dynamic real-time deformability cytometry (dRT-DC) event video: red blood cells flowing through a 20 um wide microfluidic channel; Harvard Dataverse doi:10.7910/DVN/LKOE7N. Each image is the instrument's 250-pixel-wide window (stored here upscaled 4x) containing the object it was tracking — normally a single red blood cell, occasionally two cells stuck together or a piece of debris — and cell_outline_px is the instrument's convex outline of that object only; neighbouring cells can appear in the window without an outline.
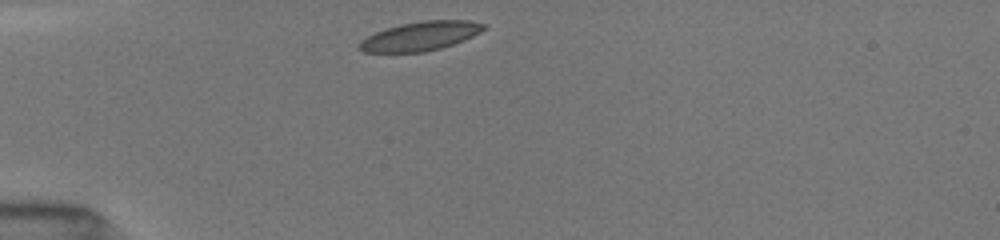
{"species": "common noctule bat (a hibernating species)", "species_latin": "Nyctalus noctula", "temperature_condition": "room temperature", "stored_images_in_passage": 6, "camera_frame_rate_fps": 3000, "um_per_image_px": 0.085, "animal": {"sex": "female", "body_mass_g": 19.5, "forearm_length_mm": 54.1}, "frame": {"image": 1, "passage_image": 1, "time_ms": 0.0, "image_size_px": [1000, 240], "cell_outline_px": [[488, 28], [464, 40], [440, 48], [424, 52], [364, 52], [356, 44], [360, 40], [384, 28], [400, 24], [424, 20], [468, 20], [488, 24]], "centroid_in_image_um": [35.75, 3.06], "position_along_channel_um": 49.3, "area_um2": 21.15}}